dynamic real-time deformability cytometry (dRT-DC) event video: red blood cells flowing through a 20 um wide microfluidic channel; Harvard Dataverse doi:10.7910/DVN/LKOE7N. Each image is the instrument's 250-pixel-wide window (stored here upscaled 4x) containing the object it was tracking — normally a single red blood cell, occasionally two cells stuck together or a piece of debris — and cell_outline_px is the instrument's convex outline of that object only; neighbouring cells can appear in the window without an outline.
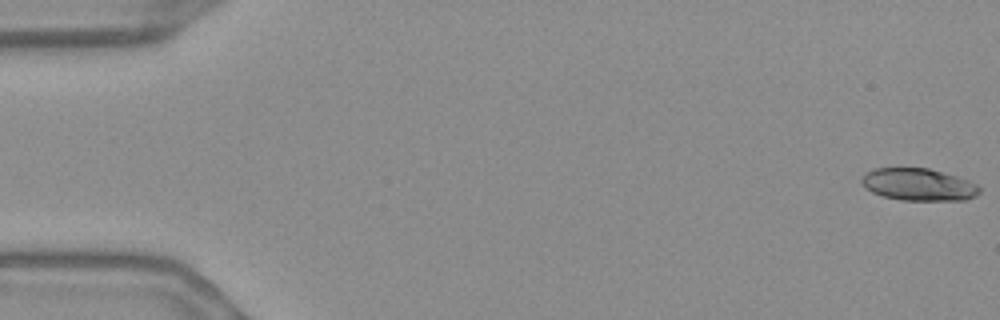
{"species": "Egyptian fruit bat (a non-hibernating species)", "species_latin": "Rousettus aegyptiacus", "temperature_condition": "warm", "stored_images_in_passage": 55, "camera_frame_rate_fps": 3000, "um_per_image_px": 0.085, "frame": {"image": 1, "passage_image": 1, "time_ms": 0.0, "image_size_px": [1000, 320], "cell_outline_px": [[980, 192], [976, 196], [964, 200], [900, 200], [884, 196], [872, 192], [864, 188], [860, 184], [860, 180], [868, 172], [876, 168], [928, 168], [956, 176], [968, 180], [976, 184], [980, 188]], "centroid_in_image_um": [78.07, 15.69], "position_along_channel_um": 6.9, "area_um2": 22.08}}
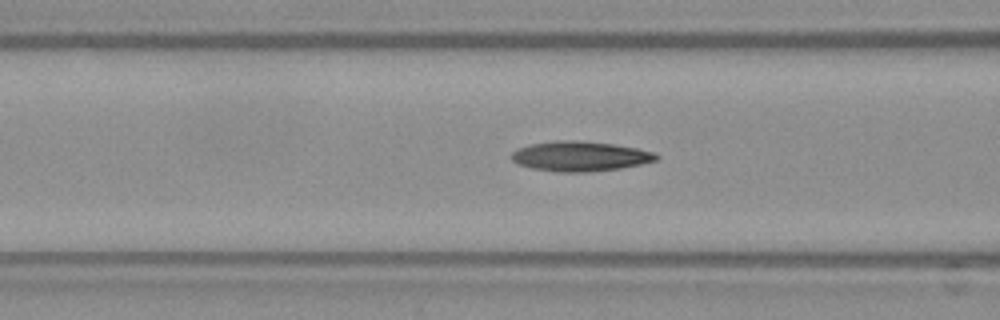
{"frame": {"image": 2, "passage_image": 22, "time_ms": 7.0, "image_size_px": [1000, 320], "cell_outline_px": [[660, 156], [656, 160], [640, 164], [620, 168], [588, 172], [556, 172], [532, 168], [516, 164], [508, 156], [516, 148], [528, 144], [556, 140], [576, 140], [612, 144], [636, 148], [656, 152]], "centroid_in_image_um": [49.24, 13.28], "position_along_channel_um": 117.4, "area_um2": 25.49}}
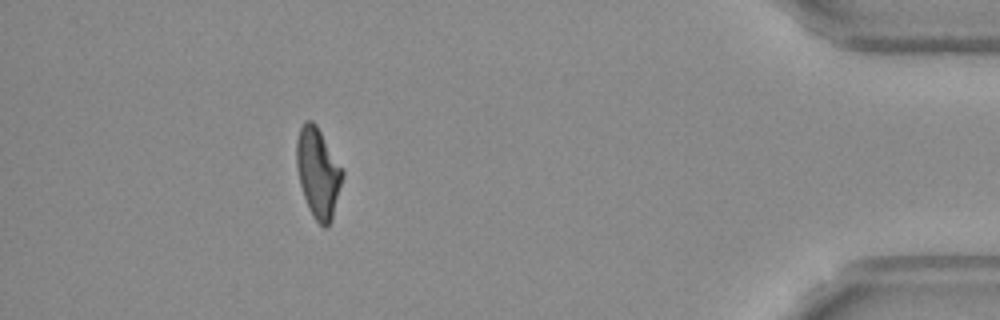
{"frame": {"image": 3, "passage_image": 50, "time_ms": 16.333, "image_size_px": [1000, 320], "cell_outline_px": [[344, 176], [332, 220], [328, 228], [324, 228], [312, 216], [308, 208], [300, 184], [296, 168], [296, 140], [300, 128], [304, 120], [312, 120], [316, 124], [344, 172]], "centroid_in_image_um": [27.03, 14.71], "position_along_channel_um": 408.2, "area_um2": 24.16}, "authors_computed_cell_mechanics": {"area_um2": 23.987, "velocity_mm_per_s": 3.6998, "shape_relaxation_time_tau1_ms": 8.2862, "shape_relaxation_time_tau2_ms": 5.5013, "deformation_change_tau1": 0.232, "deformation_change_tau2": 0.1544}}